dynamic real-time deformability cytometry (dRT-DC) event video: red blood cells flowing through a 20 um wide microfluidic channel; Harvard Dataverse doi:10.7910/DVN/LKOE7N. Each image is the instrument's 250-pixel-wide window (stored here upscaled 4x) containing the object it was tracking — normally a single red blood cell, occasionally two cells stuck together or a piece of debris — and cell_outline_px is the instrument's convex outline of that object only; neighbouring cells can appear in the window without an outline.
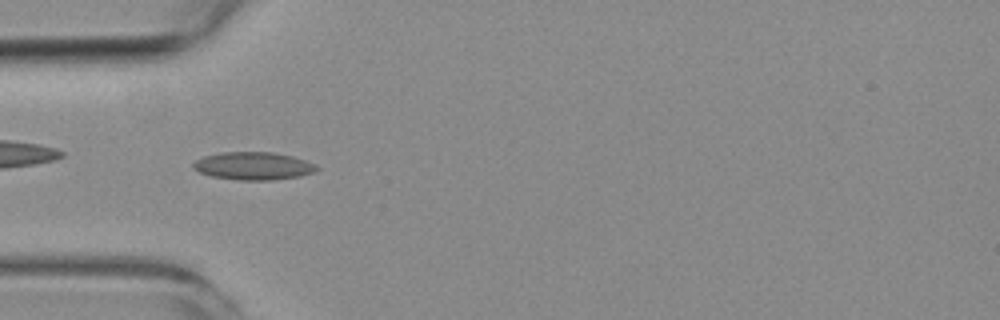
{"species": "common noctule bat (a hibernating species)", "species_latin": "Nyctalus noctula", "temperature_condition": "room temperature", "stored_images_in_passage": 6, "camera_frame_rate_fps": 3000, "um_per_image_px": 0.085, "animal": {"sex": "female", "body_mass_g": 19.3, "forearm_length_mm": 54.1}, "frame": {"image": 1, "passage_image": 4, "time_ms": 4.667, "image_size_px": [1000, 320], "cell_outline_px": [[320, 168], [316, 172], [300, 176], [272, 180], [240, 180], [212, 176], [200, 172], [192, 168], [192, 164], [196, 160], [204, 156], [224, 152], [272, 152], [292, 156], [316, 164]], "centroid_in_image_um": [21.57, 14.1], "position_along_channel_um": 63.4, "area_um2": 20.0}}
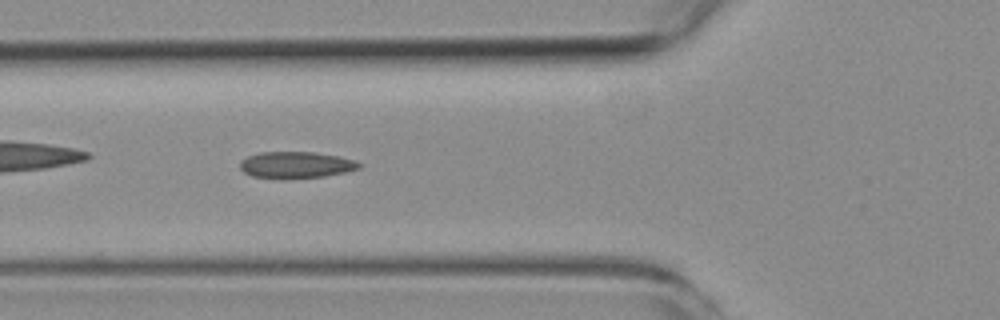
{"frame": {"image": 2, "passage_image": 5, "time_ms": 5.667, "image_size_px": [1000, 320], "cell_outline_px": [[364, 164], [360, 168], [344, 172], [324, 176], [288, 180], [280, 180], [252, 176], [244, 172], [240, 168], [240, 160], [248, 156], [260, 152], [312, 152], [340, 156], [356, 160]], "centroid_in_image_um": [25.16, 14.03], "position_along_channel_um": 100.6, "area_um2": 18.9}}